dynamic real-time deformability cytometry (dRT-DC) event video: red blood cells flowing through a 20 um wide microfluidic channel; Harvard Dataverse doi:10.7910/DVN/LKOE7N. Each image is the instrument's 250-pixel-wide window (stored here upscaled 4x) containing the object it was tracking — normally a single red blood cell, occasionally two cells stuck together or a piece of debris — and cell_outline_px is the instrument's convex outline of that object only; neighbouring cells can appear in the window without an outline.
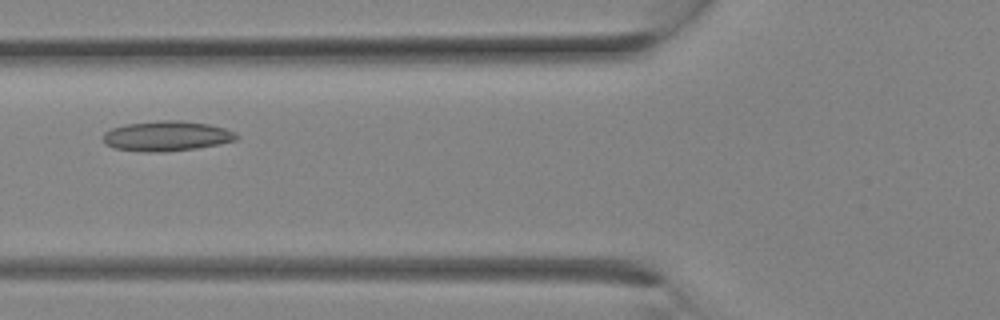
{"species": "Egyptian fruit bat (a non-hibernating species)", "species_latin": "Rousettus aegyptiacus", "temperature_condition": "room temperature", "stored_images_in_passage": 10, "camera_frame_rate_fps": 3000, "um_per_image_px": 0.085, "animal": {"sex": "female"}, "frame": {"image": 1, "passage_image": 9, "time_ms": 2.667, "image_size_px": [1000, 320], "cell_outline_px": [[240, 136], [236, 140], [220, 144], [196, 148], [164, 152], [144, 152], [112, 148], [104, 144], [100, 136], [104, 132], [112, 128], [124, 124], [160, 120], [180, 120], [208, 124], [224, 128], [236, 132]], "centroid_in_image_um": [14.12, 11.56], "position_along_channel_um": 111.7, "area_um2": 23.76}}